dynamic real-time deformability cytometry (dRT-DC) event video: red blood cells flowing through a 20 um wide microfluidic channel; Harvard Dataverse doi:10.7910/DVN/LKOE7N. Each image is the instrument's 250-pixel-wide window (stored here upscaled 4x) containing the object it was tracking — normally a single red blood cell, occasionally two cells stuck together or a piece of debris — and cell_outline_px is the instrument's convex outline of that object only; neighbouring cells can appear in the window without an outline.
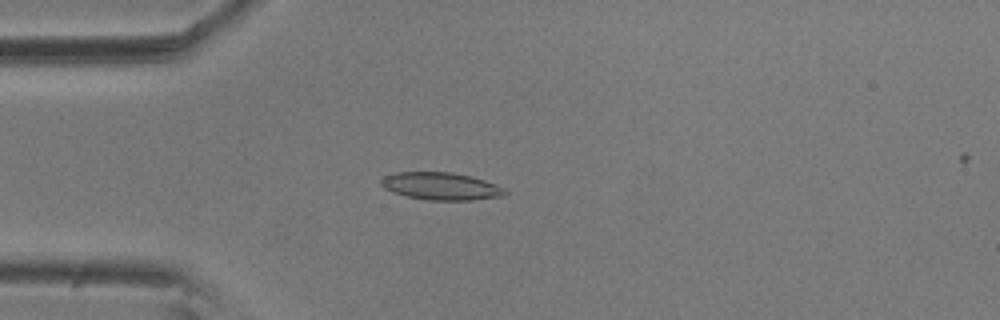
{"species": "common noctule bat (a hibernating species)", "species_latin": "Nyctalus noctula", "temperature_condition": "room temperature", "stored_images_in_passage": 31, "camera_frame_rate_fps": 3000, "um_per_image_px": 0.085, "animal": {"sex": "male", "body_mass_g": 20.5, "forearm_length_mm": 52.5}, "frame": {"image": 1, "passage_image": 2, "time_ms": 0.333, "image_size_px": [1000, 320], "cell_outline_px": [[508, 192], [504, 196], [472, 200], [428, 200], [408, 196], [392, 192], [384, 188], [380, 184], [380, 180], [384, 176], [396, 172], [452, 172], [472, 176], [496, 184], [504, 188]], "centroid_in_image_um": [37.49, 15.82], "position_along_channel_um": 47.5, "area_um2": 19.94}}
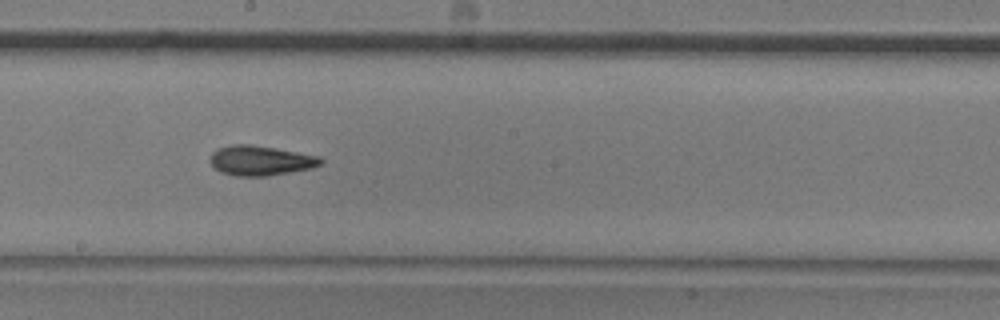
{"frame": {"image": 2, "passage_image": 18, "time_ms": 5.667, "image_size_px": [1000, 320], "cell_outline_px": [[324, 160], [320, 164], [312, 168], [268, 176], [236, 176], [220, 172], [212, 164], [212, 152], [216, 148], [232, 144], [252, 144], [276, 148], [320, 156]], "centroid_in_image_um": [22.16, 13.64], "position_along_channel_um": 226.0, "area_um2": 19.25}}
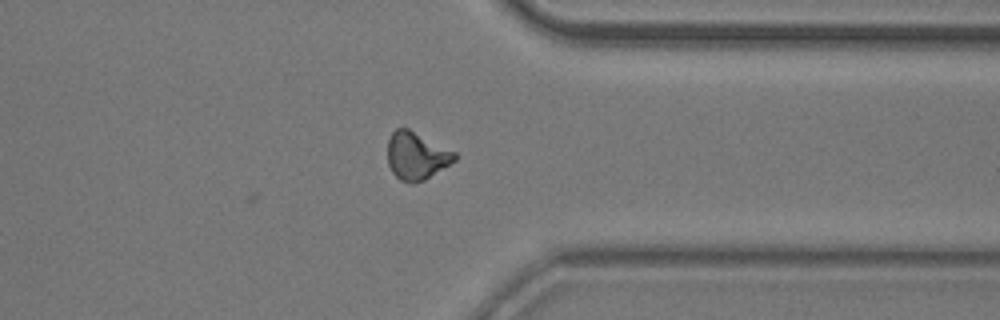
{"frame": {"image": 3, "passage_image": 31, "time_ms": 10.0, "image_size_px": [1000, 320], "cell_outline_px": [[456, 160], [424, 180], [412, 184], [400, 180], [392, 172], [388, 164], [388, 140], [392, 132], [396, 128], [408, 128], [456, 152]], "centroid_in_image_um": [35.39, 13.25], "position_along_channel_um": 376.0, "area_um2": 18.55}, "authors_computed_cell_mechanics": {"area_um2": 18.6694, "velocity_mm_per_s": 3.5726, "shape_relaxation_time_tau1_ms": 5.0563, "shape_relaxation_time_tau2_ms": 3.2143, "deformation_change_tau1": 0.1458, "deformation_change_tau2": 0.1035}}